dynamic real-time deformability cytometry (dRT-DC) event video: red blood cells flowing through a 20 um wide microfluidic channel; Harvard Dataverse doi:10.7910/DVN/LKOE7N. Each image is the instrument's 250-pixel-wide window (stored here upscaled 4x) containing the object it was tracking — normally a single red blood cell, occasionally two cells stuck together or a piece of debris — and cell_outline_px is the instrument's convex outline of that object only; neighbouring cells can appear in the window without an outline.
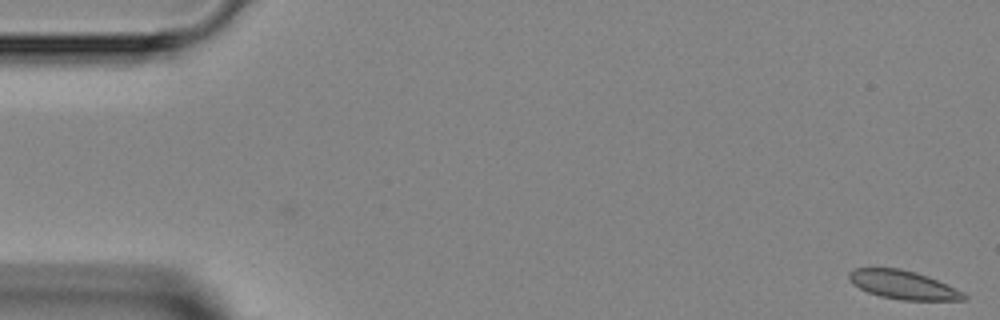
{"species": "Egyptian fruit bat (a non-hibernating species)", "species_latin": "Rousettus aegyptiacus", "temperature_condition": "room temperature", "stored_images_in_passage": 14, "camera_frame_rate_fps": 3000, "um_per_image_px": 0.085, "animal": {"sex": "female"}, "frame": {"image": 1, "passage_image": 1, "time_ms": 0.0, "image_size_px": [1000, 320], "cell_outline_px": [[968, 300], [900, 300], [880, 296], [868, 292], [852, 284], [848, 276], [848, 272], [856, 268], [900, 268], [916, 272], [928, 276], [964, 292], [968, 296]], "centroid_in_image_um": [76.78, 24.21], "position_along_channel_um": 8.2, "area_um2": 19.19}}
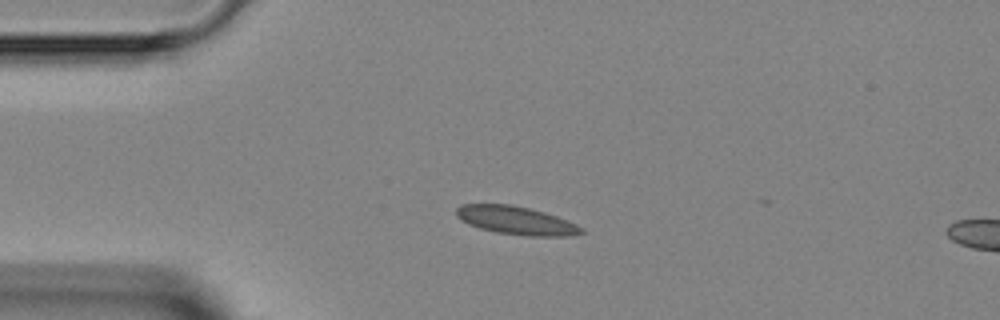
{"frame": {"image": 2, "passage_image": 11, "time_ms": 3.333, "image_size_px": [1000, 320], "cell_outline_px": [[584, 232], [572, 236], [528, 236], [496, 232], [480, 228], [468, 224], [460, 220], [456, 216], [456, 208], [460, 204], [512, 204], [544, 212], [556, 216], [576, 224], [584, 228]], "centroid_in_image_um": [43.86, 18.73], "position_along_channel_um": 41.1, "area_um2": 20.63}}